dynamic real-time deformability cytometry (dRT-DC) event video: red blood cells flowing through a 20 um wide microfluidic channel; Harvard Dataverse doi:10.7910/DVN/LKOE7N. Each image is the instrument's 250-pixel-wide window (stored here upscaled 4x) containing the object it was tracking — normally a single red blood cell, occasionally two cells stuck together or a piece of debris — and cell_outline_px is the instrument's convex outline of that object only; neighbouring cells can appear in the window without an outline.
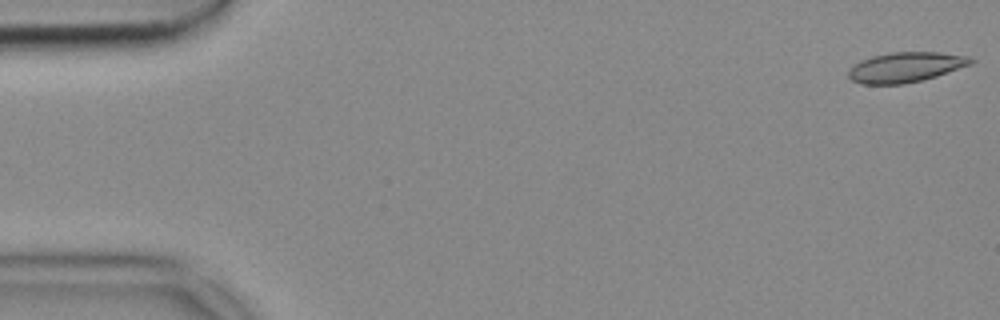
{"species": "common noctule bat (a hibernating species)", "species_latin": "Nyctalus noctula", "temperature_condition": "cold", "stored_images_in_passage": 53, "camera_frame_rate_fps": 3000, "um_per_image_px": 0.085, "animal": {"sex": "female", "body_mass_g": 18.4}, "frame": {"image": 1, "passage_image": 1, "time_ms": 0.0, "image_size_px": [1000, 320], "cell_outline_px": [[976, 60], [972, 64], [924, 80], [904, 84], [864, 84], [852, 80], [848, 76], [848, 68], [860, 60], [872, 56], [888, 52], [940, 52], [968, 56]], "centroid_in_image_um": [76.97, 5.7], "position_along_channel_um": 8.0, "area_um2": 21.62}}
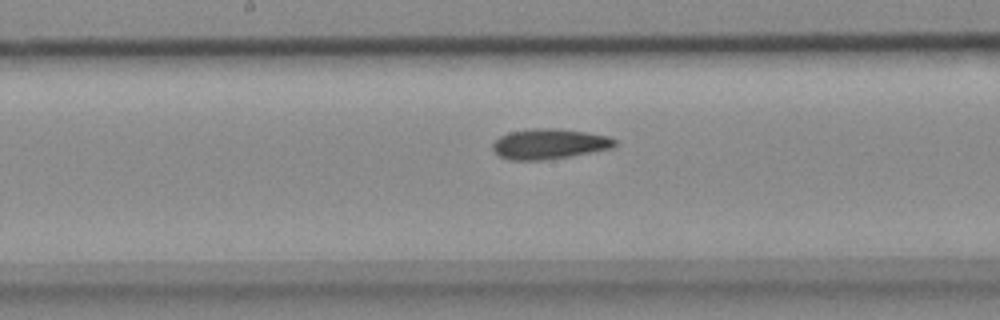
{"frame": {"image": 2, "passage_image": 27, "time_ms": 8.667, "image_size_px": [1000, 320], "cell_outline_px": [[620, 144], [612, 148], [572, 156], [540, 160], [508, 160], [500, 156], [492, 148], [492, 144], [500, 136], [508, 132], [532, 128], [556, 128], [588, 132], [608, 136], [616, 140]], "centroid_in_image_um": [46.72, 12.22], "position_along_channel_um": 201.5, "area_um2": 21.73}}
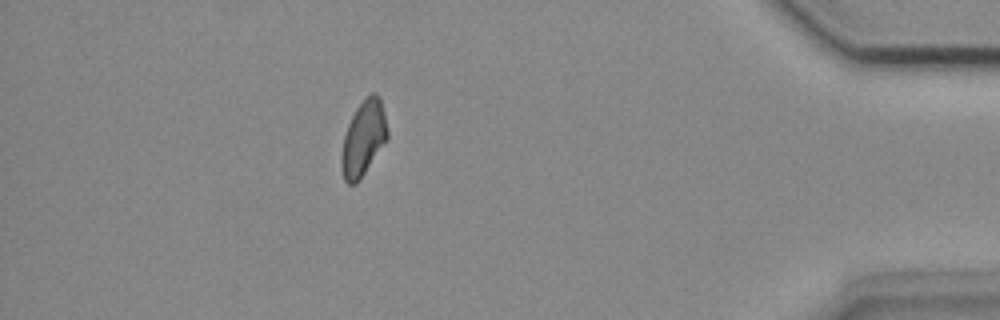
{"frame": {"image": 3, "passage_image": 47, "time_ms": 15.333, "image_size_px": [1000, 320], "cell_outline_px": [[388, 140], [360, 180], [356, 184], [348, 184], [344, 180], [340, 168], [340, 156], [344, 136], [348, 124], [356, 108], [372, 92], [376, 92], [380, 96], [388, 128]], "centroid_in_image_um": [30.9, 11.8], "position_along_channel_um": 404.3, "area_um2": 20.46}}